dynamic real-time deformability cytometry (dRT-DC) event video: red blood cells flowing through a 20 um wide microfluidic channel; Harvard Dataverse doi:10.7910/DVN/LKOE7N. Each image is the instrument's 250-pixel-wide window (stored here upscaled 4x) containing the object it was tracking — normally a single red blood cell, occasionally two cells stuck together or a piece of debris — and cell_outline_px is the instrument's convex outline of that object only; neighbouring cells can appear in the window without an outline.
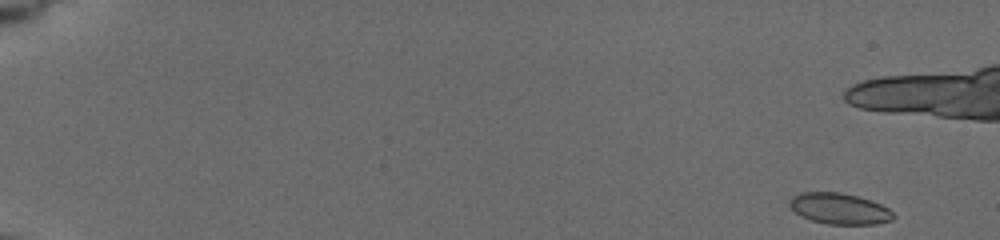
{"species": "common noctule bat (a hibernating species)", "species_latin": "Nyctalus noctula", "temperature_condition": "cold", "stored_images_in_passage": 36, "camera_frame_rate_fps": 3000, "um_per_image_px": 0.085, "animal": {"sex": "female", "body_mass_g": 19.5, "forearm_length_mm": 54.1}, "frame": {"image": 1, "passage_image": 1, "time_ms": 0.0, "image_size_px": [1000, 240], "cell_outline_px": [[896, 216], [892, 220], [872, 224], [828, 224], [812, 220], [800, 216], [788, 204], [788, 200], [792, 196], [800, 192], [840, 192], [872, 200], [888, 208]], "centroid_in_image_um": [71.33, 17.72], "position_along_channel_um": 13.7, "area_um2": 18.79}}
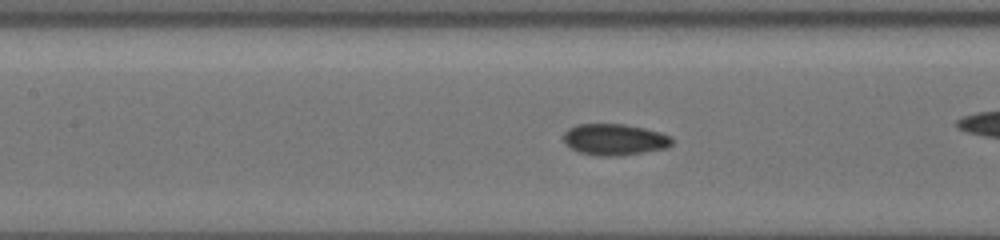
{"frame": {"image": 2, "passage_image": 21, "time_ms": 8.333, "image_size_px": [1000, 240], "cell_outline_px": [[672, 144], [668, 148], [620, 156], [596, 156], [580, 152], [564, 144], [564, 132], [568, 128], [576, 124], [624, 124], [644, 128], [660, 132], [672, 136]], "centroid_in_image_um": [52.24, 11.86], "position_along_channel_um": 155.2, "area_um2": 20.0}}
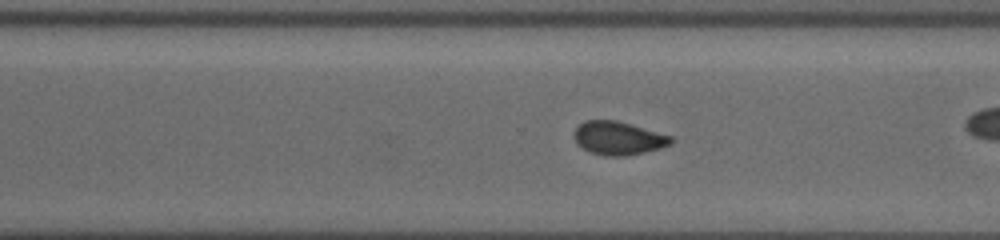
{"frame": {"image": 3, "passage_image": 31, "time_ms": 12.667, "image_size_px": [1000, 240], "cell_outline_px": [[676, 140], [672, 144], [660, 148], [644, 152], [624, 156], [604, 156], [592, 152], [584, 148], [576, 140], [576, 128], [584, 120], [616, 120], [672, 136]], "centroid_in_image_um": [52.62, 11.74], "position_along_channel_um": 318.0, "area_um2": 18.55}}